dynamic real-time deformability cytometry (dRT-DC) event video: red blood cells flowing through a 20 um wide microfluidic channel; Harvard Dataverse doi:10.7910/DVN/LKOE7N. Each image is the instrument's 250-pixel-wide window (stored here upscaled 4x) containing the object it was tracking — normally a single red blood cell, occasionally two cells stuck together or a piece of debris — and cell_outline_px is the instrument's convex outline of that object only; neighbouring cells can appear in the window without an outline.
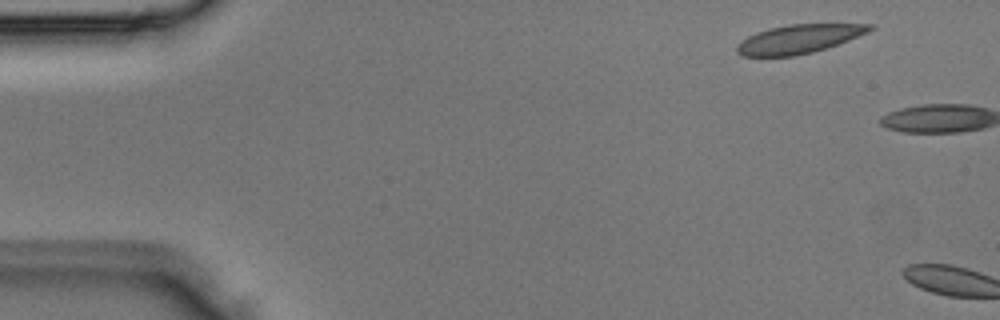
{"species": "Egyptian fruit bat (a non-hibernating species)", "species_latin": "Rousettus aegyptiacus", "temperature_condition": "room temperature", "stored_images_in_passage": 3, "camera_frame_rate_fps": 3000, "um_per_image_px": 0.085, "animal": {"sex": "male"}, "frame": {"image": 1, "passage_image": 3, "time_ms": 0.667, "image_size_px": [1000, 320], "cell_outline_px": [[876, 28], [868, 32], [848, 40], [812, 52], [796, 56], [740, 56], [736, 52], [736, 44], [748, 36], [756, 32], [768, 28], [788, 24], [876, 24]], "centroid_in_image_um": [67.88, 3.31], "position_along_channel_um": 17.1, "area_um2": 22.31}}